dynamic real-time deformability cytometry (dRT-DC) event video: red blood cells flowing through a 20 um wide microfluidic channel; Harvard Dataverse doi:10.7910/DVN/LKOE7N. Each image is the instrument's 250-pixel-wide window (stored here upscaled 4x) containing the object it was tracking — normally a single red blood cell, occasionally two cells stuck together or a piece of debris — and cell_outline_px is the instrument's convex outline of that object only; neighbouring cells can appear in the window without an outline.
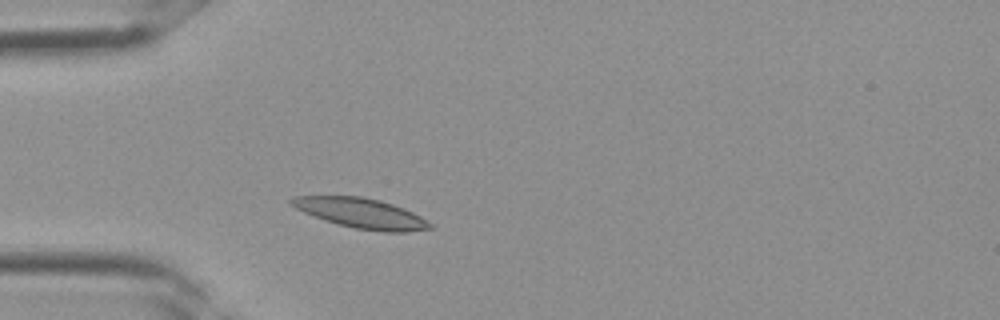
{"species": "Egyptian fruit bat (a non-hibernating species)", "species_latin": "Rousettus aegyptiacus", "temperature_condition": "room temperature", "stored_images_in_passage": 4, "camera_frame_rate_fps": 3000, "um_per_image_px": 0.085, "frame": {"image": 1, "passage_image": 4, "time_ms": 1.0, "image_size_px": [1000, 320], "cell_outline_px": [[436, 228], [408, 232], [384, 232], [356, 228], [336, 224], [304, 212], [288, 204], [288, 200], [296, 196], [360, 196], [380, 200], [392, 204], [412, 212], [428, 220]], "centroid_in_image_um": [30.72, 18.13], "position_along_channel_um": 54.3, "area_um2": 24.22}}